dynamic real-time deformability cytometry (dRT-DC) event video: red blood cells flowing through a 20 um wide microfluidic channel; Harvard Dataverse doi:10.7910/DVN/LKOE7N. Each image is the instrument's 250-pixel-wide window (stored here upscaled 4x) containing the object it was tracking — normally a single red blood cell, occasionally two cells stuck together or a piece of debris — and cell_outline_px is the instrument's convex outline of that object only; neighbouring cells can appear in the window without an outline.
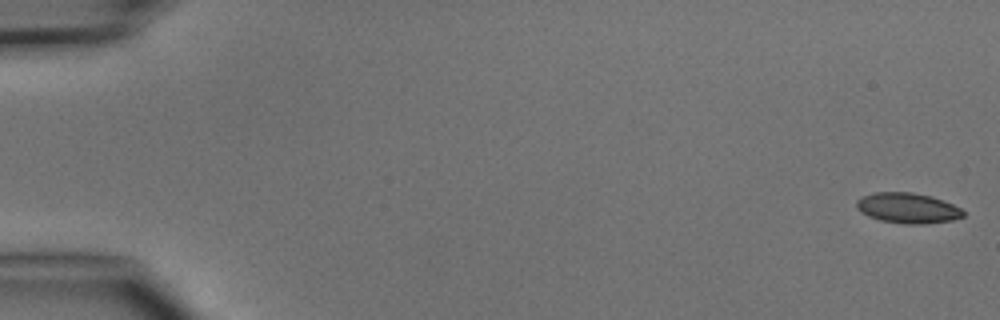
{"species": "common noctule bat (a hibernating species)", "species_latin": "Nyctalus noctula", "temperature_condition": "cold", "stored_images_in_passage": 3, "camera_frame_rate_fps": 3000, "um_per_image_px": 0.085, "animal": {"sex": "male", "body_mass_g": 15.6}, "frame": {"image": 1, "passage_image": 1, "time_ms": 0.0, "image_size_px": [1000, 320], "cell_outline_px": [[964, 216], [952, 220], [924, 224], [904, 224], [880, 220], [868, 216], [860, 212], [856, 208], [856, 200], [860, 196], [876, 192], [912, 192], [932, 196], [952, 204], [960, 208], [964, 212]], "centroid_in_image_um": [77.12, 17.68], "position_along_channel_um": 7.9, "area_um2": 19.02}}